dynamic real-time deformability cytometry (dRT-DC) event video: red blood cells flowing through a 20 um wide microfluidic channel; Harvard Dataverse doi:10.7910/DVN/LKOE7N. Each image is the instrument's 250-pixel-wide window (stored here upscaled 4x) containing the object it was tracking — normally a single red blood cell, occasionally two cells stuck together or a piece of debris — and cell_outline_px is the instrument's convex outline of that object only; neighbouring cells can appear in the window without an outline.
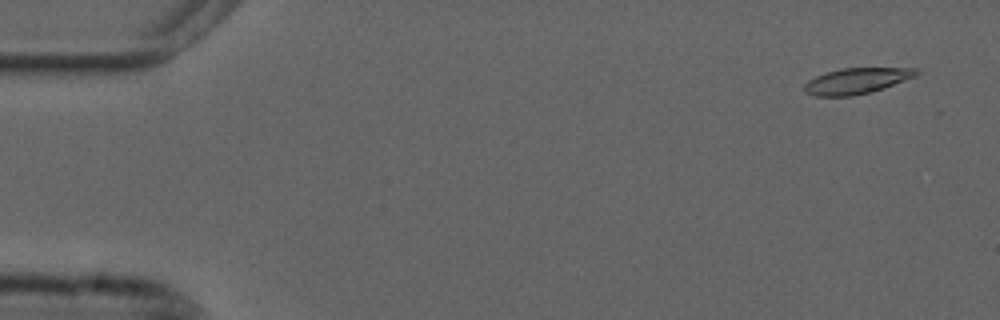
{"species": "common noctule bat (a hibernating species)", "species_latin": "Nyctalus noctula", "temperature_condition": "cold", "stored_images_in_passage": 12, "camera_frame_rate_fps": 3000, "um_per_image_px": 0.085, "animal": {"sex": "male", "forearm_length_mm": 52.5}, "frame": {"image": 1, "passage_image": 3, "time_ms": 0.667, "image_size_px": [1000, 320], "cell_outline_px": [[920, 72], [916, 76], [884, 88], [852, 96], [816, 96], [804, 92], [804, 84], [808, 80], [816, 76], [840, 68], [916, 68]], "centroid_in_image_um": [72.8, 6.87], "position_along_channel_um": 12.2, "area_um2": 16.76}}